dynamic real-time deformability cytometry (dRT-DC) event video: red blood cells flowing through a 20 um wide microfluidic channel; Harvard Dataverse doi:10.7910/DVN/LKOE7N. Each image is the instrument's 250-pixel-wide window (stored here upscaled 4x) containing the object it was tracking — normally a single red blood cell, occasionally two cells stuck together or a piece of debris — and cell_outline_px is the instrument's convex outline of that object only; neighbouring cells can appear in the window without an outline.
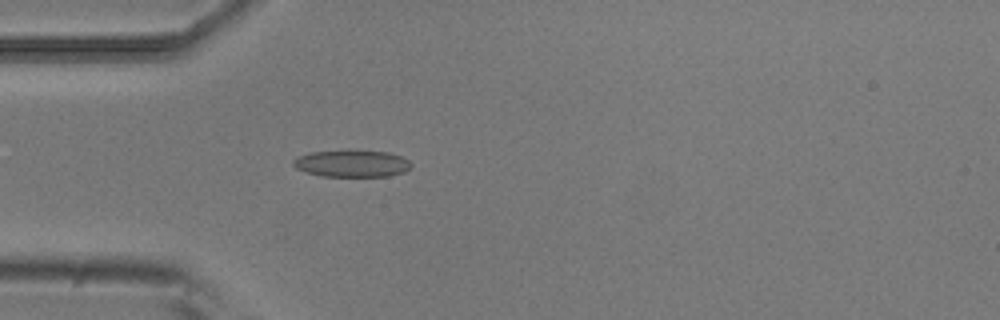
{"species": "common noctule bat (a hibernating species)", "species_latin": "Nyctalus noctula", "temperature_condition": "room temperature", "stored_images_in_passage": 4, "camera_frame_rate_fps": 3000, "um_per_image_px": 0.085, "animal": {"sex": "male", "body_mass_g": 20.5, "forearm_length_mm": 52.5}, "frame": {"image": 1, "passage_image": 4, "time_ms": 1.0, "image_size_px": [1000, 320], "cell_outline_px": [[412, 164], [404, 172], [388, 176], [324, 176], [308, 172], [296, 168], [292, 164], [292, 160], [296, 156], [308, 152], [348, 148], [356, 148], [388, 152], [400, 156], [408, 160]], "centroid_in_image_um": [29.87, 13.84], "position_along_channel_um": 55.1, "area_um2": 19.19}}